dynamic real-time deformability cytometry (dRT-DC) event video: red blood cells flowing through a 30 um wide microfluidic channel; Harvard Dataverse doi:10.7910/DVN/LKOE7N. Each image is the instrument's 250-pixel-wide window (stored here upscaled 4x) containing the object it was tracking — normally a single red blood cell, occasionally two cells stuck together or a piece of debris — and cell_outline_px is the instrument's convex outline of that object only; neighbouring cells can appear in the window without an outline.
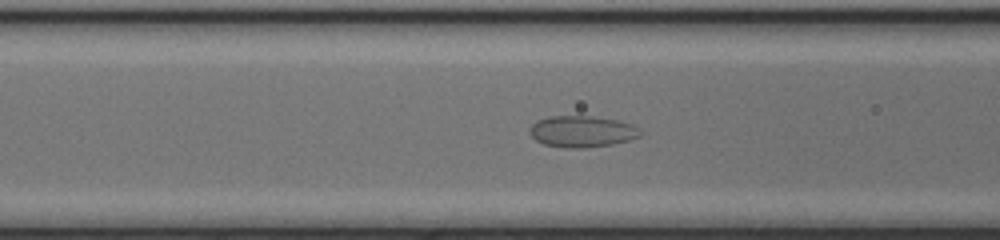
{"species": "common noctule bat (a hibernating species)", "species_latin": "Nyctalus noctula", "temperature_condition": "cold", "stored_images_in_passage": 42, "camera_frame_rate_fps": 3000, "um_per_image_px": 0.085, "animal": {"sex": "female", "body_mass_g": 17.0, "forearm_length_mm": 48.0}, "frame": {"image": 1, "passage_image": 12, "time_ms": 3.667, "image_size_px": [1000, 240], "cell_outline_px": [[640, 136], [628, 140], [612, 144], [588, 148], [564, 148], [544, 144], [536, 140], [528, 132], [528, 128], [536, 120], [548, 116], [592, 116], [616, 120], [632, 124], [640, 132]], "centroid_in_image_um": [49.41, 11.18], "position_along_channel_um": 117.2, "area_um2": 20.29}}
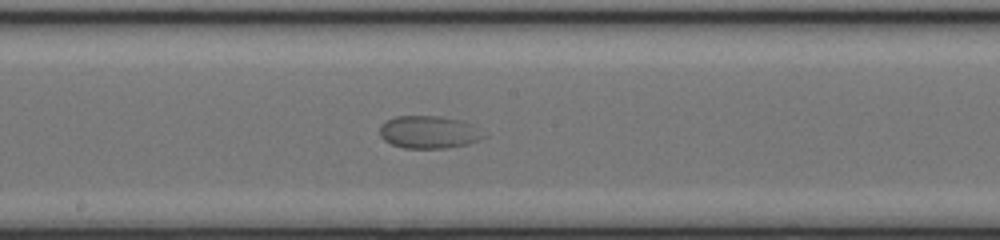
{"frame": {"image": 2, "passage_image": 19, "time_ms": 6.0, "image_size_px": [1000, 240], "cell_outline_px": [[488, 136], [480, 140], [468, 144], [448, 148], [404, 148], [392, 144], [384, 140], [380, 136], [380, 124], [384, 120], [396, 116], [440, 116], [460, 120], [468, 124]], "centroid_in_image_um": [36.41, 11.23], "position_along_channel_um": 211.8, "area_um2": 19.77}}
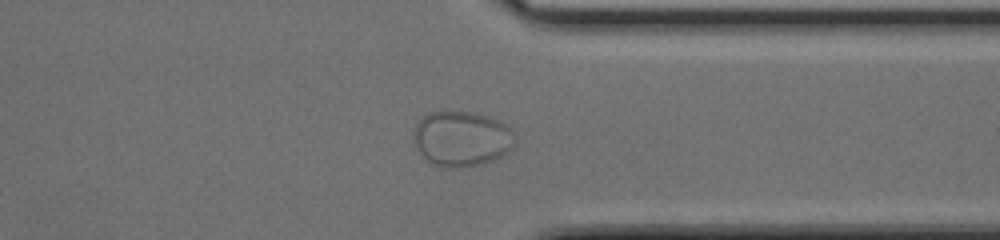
{"frame": {"image": 3, "passage_image": 31, "time_ms": 10.0, "image_size_px": [1000, 240], "cell_outline_px": [[516, 144], [508, 152], [496, 160], [464, 168], [440, 168], [432, 164], [416, 148], [412, 140], [412, 132], [416, 124], [428, 112], [440, 108], [448, 108], [472, 112], [488, 116], [500, 120], [512, 128]], "centroid_in_image_um": [39.23, 11.75], "position_along_channel_um": 372.2, "area_um2": 34.04}}